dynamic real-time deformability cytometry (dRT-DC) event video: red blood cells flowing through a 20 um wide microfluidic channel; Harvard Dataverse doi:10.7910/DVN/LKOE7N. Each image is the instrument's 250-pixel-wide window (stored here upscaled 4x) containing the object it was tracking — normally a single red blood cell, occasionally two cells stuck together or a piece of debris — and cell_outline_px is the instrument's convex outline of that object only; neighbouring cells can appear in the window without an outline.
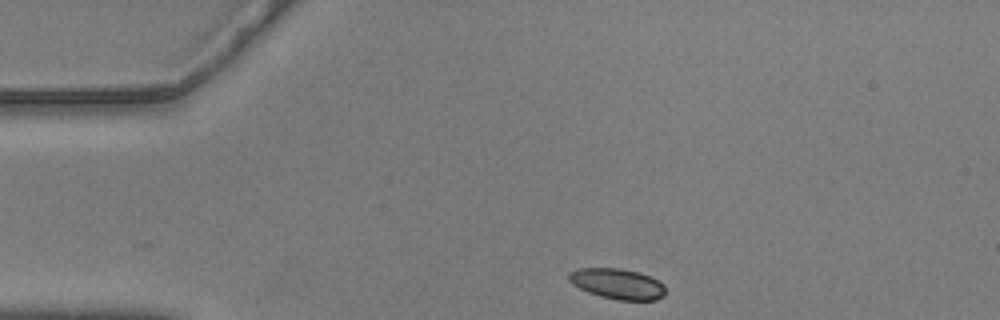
{"species": "common noctule bat (a hibernating species)", "species_latin": "Nyctalus noctula", "temperature_condition": "warm", "stored_images_in_passage": 47, "camera_frame_rate_fps": 3000, "um_per_image_px": 0.085, "animal": {"sex": "male", "body_mass_g": 20.5, "forearm_length_mm": 52.5}, "frame": {"image": 1, "passage_image": 1, "time_ms": 0.0, "image_size_px": [1000, 320], "cell_outline_px": [[664, 296], [656, 300], [616, 300], [600, 296], [588, 292], [572, 284], [568, 280], [568, 272], [576, 268], [620, 268], [640, 272], [664, 284]], "centroid_in_image_um": [52.45, 24.12], "position_along_channel_um": 32.6, "area_um2": 17.28}}
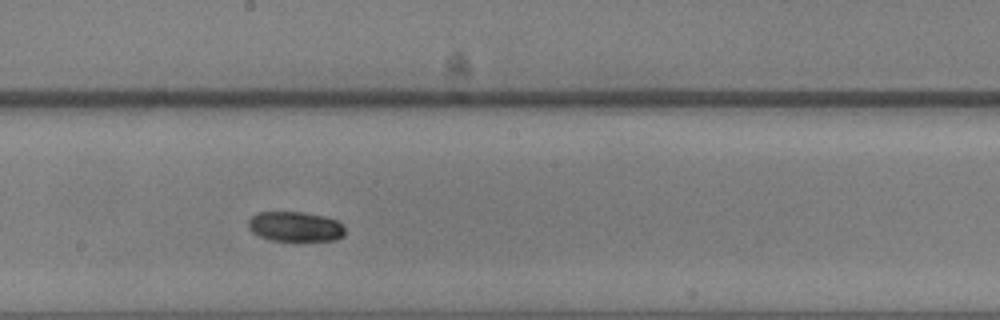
{"frame": {"image": 2, "passage_image": 21, "time_ms": 6.667, "image_size_px": [1000, 320], "cell_outline_px": [[344, 236], [336, 240], [272, 240], [260, 236], [252, 232], [248, 228], [248, 220], [256, 212], [304, 212], [324, 216], [336, 220], [344, 228]], "centroid_in_image_um": [25.07, 19.25], "position_along_channel_um": 223.1, "area_um2": 16.76}}
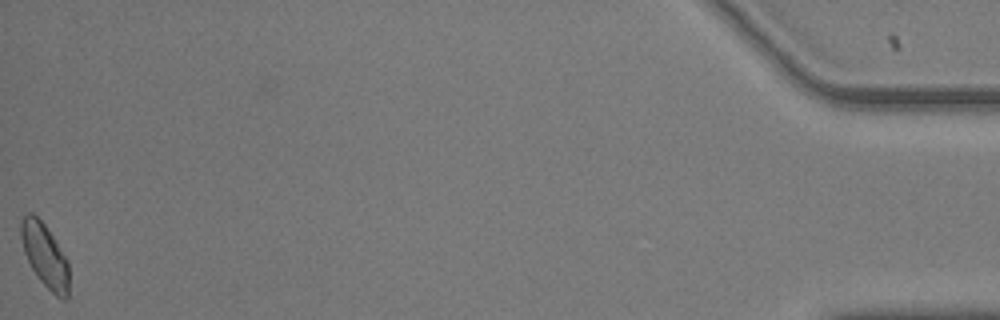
{"frame": {"image": 3, "passage_image": 47, "time_ms": 15.333, "image_size_px": [1000, 320], "cell_outline_px": [[68, 300], [60, 300], [40, 280], [32, 268], [24, 252], [20, 236], [20, 220], [24, 212], [32, 212], [44, 224], [68, 260]], "centroid_in_image_um": [3.8, 21.7], "position_along_channel_um": 431.4, "area_um2": 17.8}, "authors_computed_cell_mechanics": {"area_um2": 17.2822, "velocity_mm_per_s": 3.5483, "shape_relaxation_time_tau1_ms": 2.603, "shape_relaxation_time_tau2_ms": null, "deformation_change_tau1": 0.1053, "deformation_change_tau2": null}}